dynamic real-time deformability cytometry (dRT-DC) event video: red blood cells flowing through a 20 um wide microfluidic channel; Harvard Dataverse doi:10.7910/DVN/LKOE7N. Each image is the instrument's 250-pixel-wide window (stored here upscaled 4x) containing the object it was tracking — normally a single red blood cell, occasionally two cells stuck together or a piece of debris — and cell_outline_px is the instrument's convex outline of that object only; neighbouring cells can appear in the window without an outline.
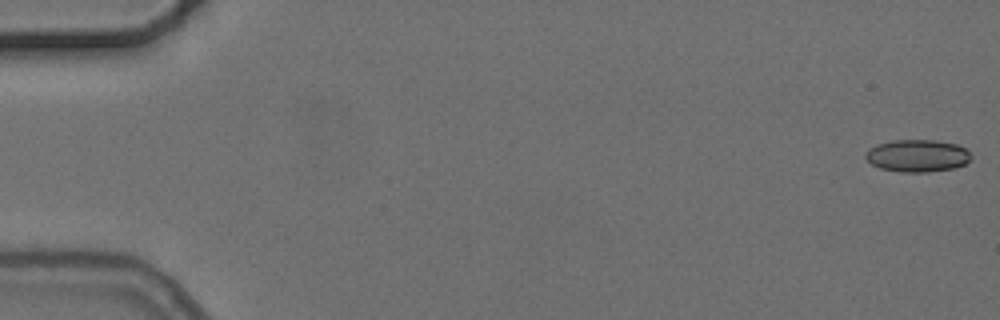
{"species": "common noctule bat (a hibernating species)", "species_latin": "Nyctalus noctula", "temperature_condition": "cold", "stored_images_in_passage": 6, "segment_of_instrument_passage": [1, 2], "camera_frame_rate_fps": 3000, "um_per_image_px": 0.085, "animal": {"sex": "female", "body_mass_g": 24.6, "forearm_length_mm": 56.2}, "frame": {"image": 1, "passage_image": 1, "time_ms": 0.0, "image_size_px": [1000, 320], "cell_outline_px": [[972, 160], [964, 164], [952, 168], [928, 172], [900, 172], [880, 168], [872, 164], [864, 156], [868, 148], [876, 144], [892, 140], [936, 140], [956, 144], [968, 148], [972, 156]], "centroid_in_image_um": [78.0, 13.23], "position_along_channel_um": 7.0, "area_um2": 20.11}}